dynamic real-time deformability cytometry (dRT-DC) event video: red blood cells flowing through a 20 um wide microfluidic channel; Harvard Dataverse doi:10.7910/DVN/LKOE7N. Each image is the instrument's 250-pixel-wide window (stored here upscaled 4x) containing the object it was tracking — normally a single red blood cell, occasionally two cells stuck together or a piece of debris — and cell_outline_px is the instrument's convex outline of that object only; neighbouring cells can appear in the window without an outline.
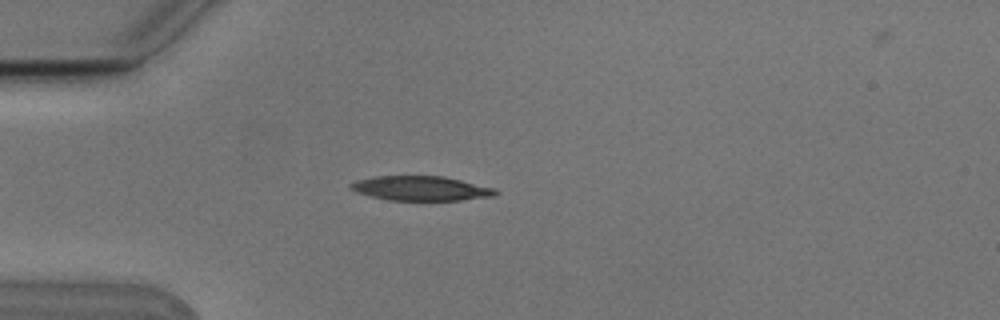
{"species": "Egyptian fruit bat (a non-hibernating species)", "species_latin": "Rousettus aegyptiacus", "temperature_condition": "cold", "stored_images_in_passage": 2, "camera_frame_rate_fps": 3000, "um_per_image_px": 0.085, "animal": {"sex": "male"}, "frame": {"image": 1, "passage_image": 1, "time_ms": 0.0, "image_size_px": [1000, 320], "cell_outline_px": [[500, 192], [496, 196], [460, 200], [388, 200], [356, 192], [348, 188], [348, 184], [356, 180], [372, 176], [444, 176], [496, 188]], "centroid_in_image_um": [35.78, 16.0], "position_along_channel_um": 49.2, "area_um2": 20.92}}